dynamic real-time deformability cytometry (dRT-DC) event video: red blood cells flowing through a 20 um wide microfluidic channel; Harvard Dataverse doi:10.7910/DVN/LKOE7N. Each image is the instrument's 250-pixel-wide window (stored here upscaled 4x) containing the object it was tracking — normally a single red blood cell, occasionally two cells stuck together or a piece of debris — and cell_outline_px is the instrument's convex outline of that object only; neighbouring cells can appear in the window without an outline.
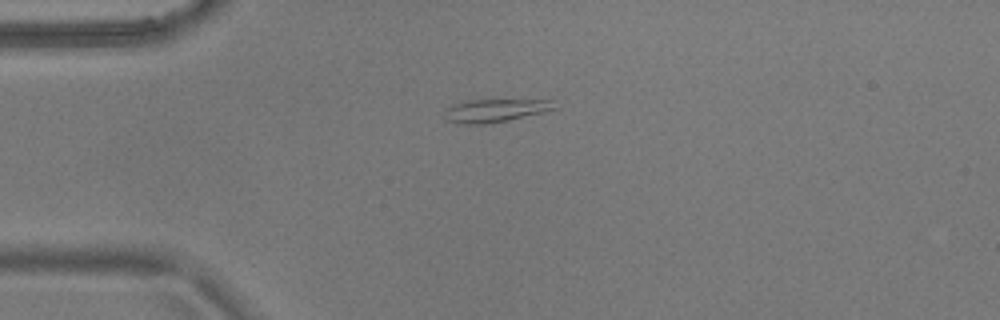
{"species": "common noctule bat (a hibernating species)", "species_latin": "Nyctalus noctula", "temperature_condition": "warm", "stored_images_in_passage": 42, "camera_frame_rate_fps": 3000, "um_per_image_px": 0.085, "animal": {"sex": "male", "body_mass_g": 17.9}, "frame": {"image": 1, "passage_image": 1, "time_ms": 0.0, "image_size_px": [1000, 320], "cell_outline_px": [[560, 108], [544, 112], [508, 120], [488, 124], [460, 124], [444, 120], [444, 112], [452, 104], [460, 100], [552, 100]], "centroid_in_image_um": [42.06, 9.39], "position_along_channel_um": 42.9, "area_um2": 15.09}}
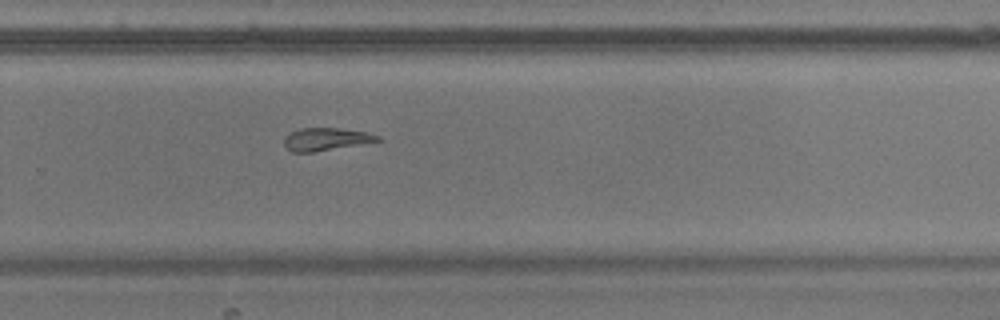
{"frame": {"image": 2, "passage_image": 24, "time_ms": 7.667, "image_size_px": [1000, 320], "cell_outline_px": [[380, 140], [360, 144], [312, 152], [292, 152], [284, 144], [284, 136], [300, 128], [340, 128], [364, 132], [380, 136]], "centroid_in_image_um": [27.66, 11.82], "position_along_channel_um": 302.1, "area_um2": 12.08}}
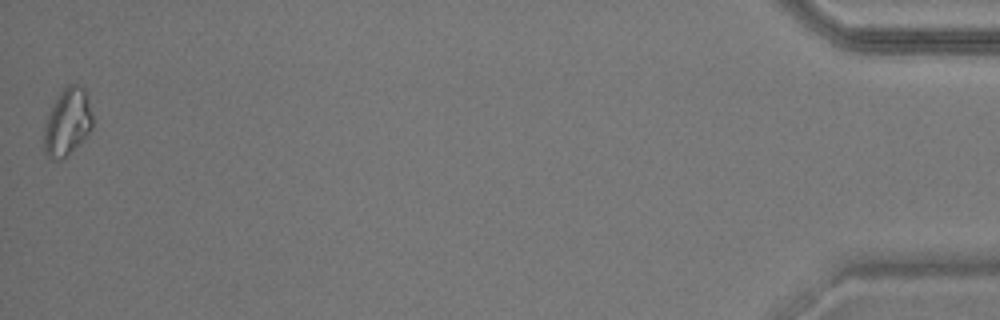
{"frame": {"image": 3, "passage_image": 42, "time_ms": 13.667, "image_size_px": [1000, 320], "cell_outline_px": [[92, 128], [80, 144], [60, 160], [56, 160], [44, 156], [44, 124], [60, 92], [68, 84], [76, 84], [84, 88], [92, 112]], "centroid_in_image_um": [5.73, 10.41], "position_along_channel_um": 429.5, "area_um2": 18.9}, "authors_computed_cell_mechanics": {"area_um2": 13.6119, "velocity_mm_per_s": 3.6663, "shape_relaxation_time_tau1_ms": null, "shape_relaxation_time_tau2_ms": 6.5929, "deformation_change_tau1": null, "deformation_change_tau2": 0.1369}}